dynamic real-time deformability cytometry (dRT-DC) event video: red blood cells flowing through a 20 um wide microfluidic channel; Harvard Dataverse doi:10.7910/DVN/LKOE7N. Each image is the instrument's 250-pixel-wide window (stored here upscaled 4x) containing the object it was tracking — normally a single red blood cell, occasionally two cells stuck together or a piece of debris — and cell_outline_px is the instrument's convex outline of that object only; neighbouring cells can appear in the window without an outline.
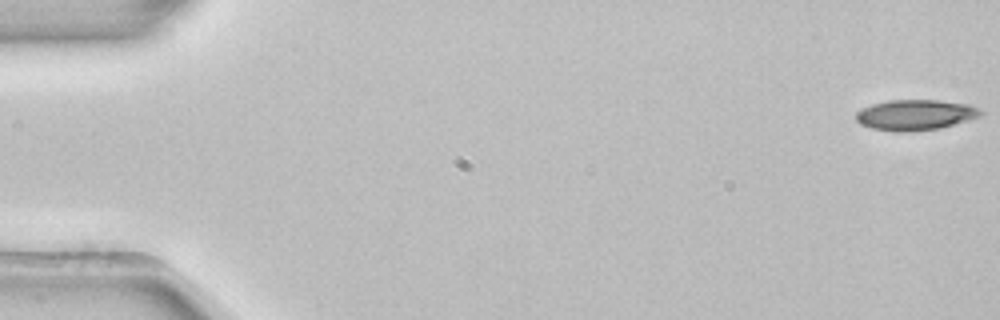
{"species": "common noctule bat (a hibernating species)", "species_latin": "Nyctalus noctula", "temperature_condition": "room temperature", "stored_images_in_passage": 53, "camera_frame_rate_fps": 3000, "um_per_image_px": 0.085, "animal": {"sex": "female", "body_mass_g": 22.7, "forearm_length_mm": 54.2}, "frame": {"image": 1, "passage_image": 1, "time_ms": 0.0, "image_size_px": [1000, 320], "cell_outline_px": [[984, 112], [980, 116], [968, 120], [940, 128], [904, 132], [896, 132], [872, 128], [860, 124], [856, 120], [856, 112], [872, 104], [892, 100], [940, 100], [968, 104], [980, 108]], "centroid_in_image_um": [77.82, 9.76], "position_along_channel_um": 7.2, "area_um2": 22.14}}
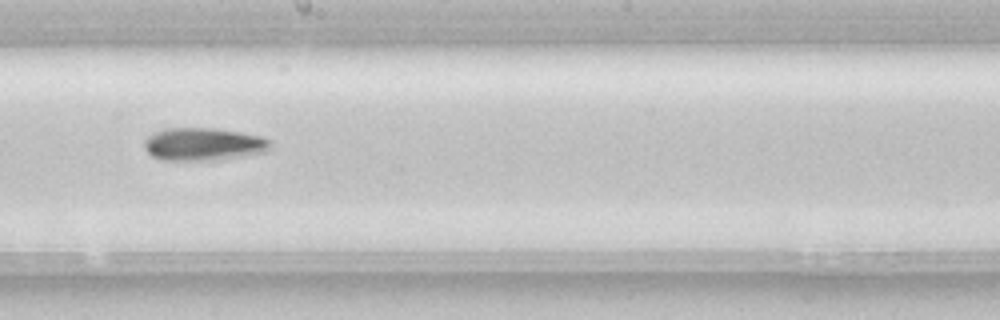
{"frame": {"image": 2, "passage_image": 30, "time_ms": 9.667, "image_size_px": [1000, 320], "cell_outline_px": [[272, 148], [268, 152], [224, 160], [160, 160], [152, 156], [144, 148], [144, 140], [148, 136], [156, 132], [168, 128], [212, 128], [240, 132], [260, 136], [268, 140], [272, 144]], "centroid_in_image_um": [17.33, 12.27], "position_along_channel_um": 230.9, "area_um2": 24.39}}
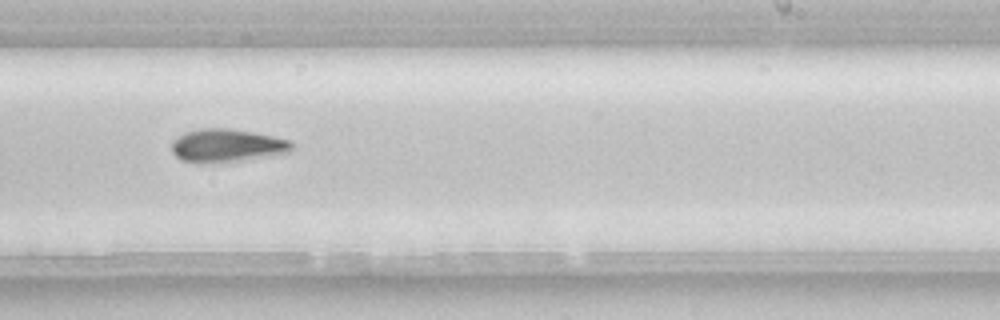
{"frame": {"image": 3, "passage_image": 33, "time_ms": 10.667, "image_size_px": [1000, 320], "cell_outline_px": [[292, 152], [236, 160], [200, 164], [196, 164], [180, 160], [172, 152], [172, 140], [184, 132], [200, 128], [228, 128], [252, 132], [272, 136], [288, 140], [292, 144]], "centroid_in_image_um": [19.2, 12.37], "position_along_channel_um": 269.8, "area_um2": 23.06}, "authors_computed_cell_mechanics": {"area_um2": 22.4264, "velocity_mm_per_s": 3.9101, "shape_relaxation_time_tau1_ms": 4.8453, "shape_relaxation_time_tau2_ms": null, "deformation_change_tau1": 0.142, "deformation_change_tau2": null}}